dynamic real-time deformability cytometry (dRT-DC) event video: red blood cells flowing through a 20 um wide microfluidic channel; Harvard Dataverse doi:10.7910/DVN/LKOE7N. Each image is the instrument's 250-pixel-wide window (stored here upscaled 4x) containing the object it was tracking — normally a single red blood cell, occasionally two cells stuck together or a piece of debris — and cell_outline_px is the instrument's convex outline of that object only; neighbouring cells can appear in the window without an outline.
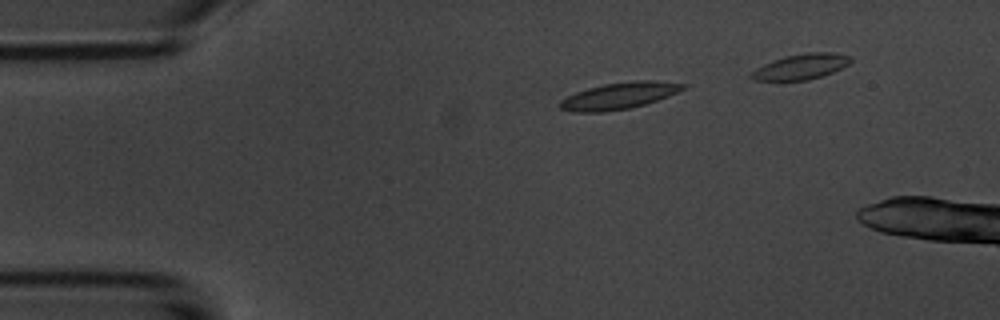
{"species": "common noctule bat (a hibernating species)", "species_latin": "Nyctalus noctula", "temperature_condition": "room temperature", "stored_images_in_passage": 8, "camera_frame_rate_fps": 3000, "um_per_image_px": 0.085, "animal": {"sex": "male", "body_mass_g": 20.1, "forearm_length_mm": 53.5}, "frame": {"image": 1, "passage_image": 4, "time_ms": 1.0, "image_size_px": [1000, 320], "cell_outline_px": [[688, 84], [684, 88], [668, 96], [644, 104], [628, 108], [604, 112], [572, 112], [560, 108], [560, 100], [576, 92], [588, 88], [604, 84], [636, 80], [652, 80]], "centroid_in_image_um": [52.61, 8.14], "position_along_channel_um": 32.4, "area_um2": 18.84}}